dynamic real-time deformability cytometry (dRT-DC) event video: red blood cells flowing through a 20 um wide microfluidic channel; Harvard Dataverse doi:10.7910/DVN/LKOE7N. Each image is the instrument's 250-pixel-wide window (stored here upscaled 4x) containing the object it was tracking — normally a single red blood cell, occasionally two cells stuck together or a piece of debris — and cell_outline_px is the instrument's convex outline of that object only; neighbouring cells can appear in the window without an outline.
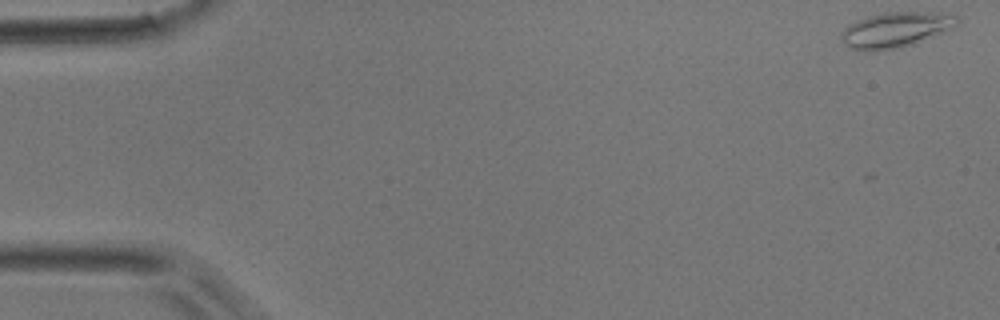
{"species": "common noctule bat (a hibernating species)", "species_latin": "Nyctalus noctula", "temperature_condition": "room temperature", "stored_images_in_passage": 47, "camera_frame_rate_fps": 3000, "um_per_image_px": 0.085, "animal": {"sex": "male", "body_mass_g": 17.9}, "frame": {"image": 1, "passage_image": 1, "time_ms": 0.0, "image_size_px": [1000, 320], "cell_outline_px": [[960, 20], [956, 24], [940, 32], [912, 44], [892, 48], [852, 48], [844, 44], [840, 40], [840, 32], [844, 28], [856, 20], [868, 16], [884, 12], [956, 12]], "centroid_in_image_um": [76.14, 2.45], "position_along_channel_um": 8.9, "area_um2": 23.12}}
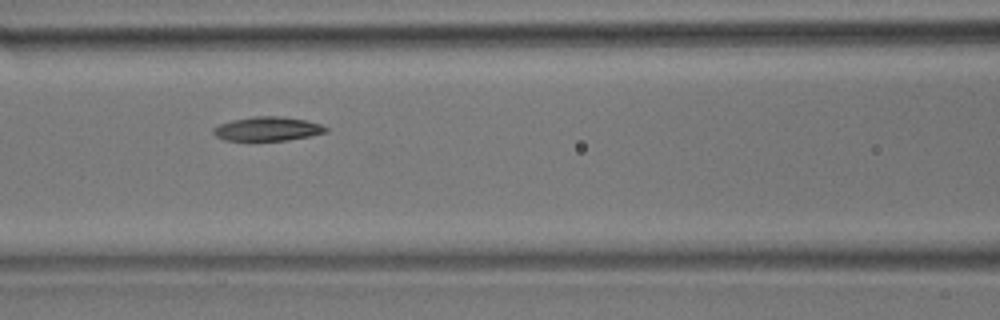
{"frame": {"image": 2, "passage_image": 20, "time_ms": 6.333, "image_size_px": [1000, 320], "cell_outline_px": [[328, 132], [288, 140], [224, 140], [216, 136], [212, 132], [212, 128], [220, 124], [232, 120], [252, 116], [280, 116], [304, 120], [320, 124], [328, 128]], "centroid_in_image_um": [22.72, 10.95], "position_along_channel_um": 143.9, "area_um2": 15.66}}
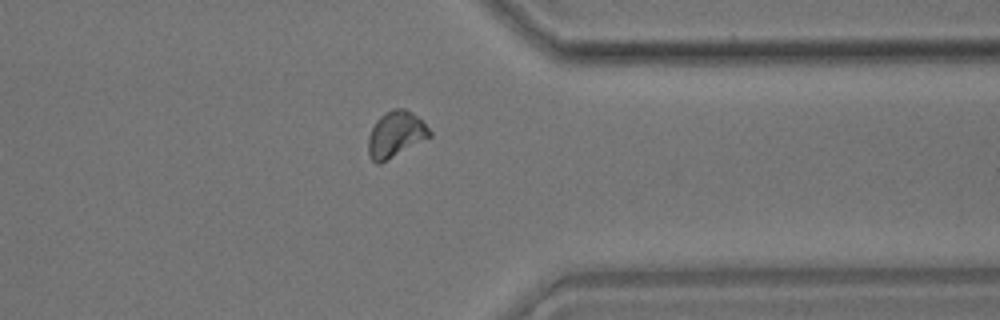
{"frame": {"image": 3, "passage_image": 37, "time_ms": 12.0, "image_size_px": [1000, 320], "cell_outline_px": [[432, 136], [380, 164], [376, 164], [372, 160], [368, 152], [368, 136], [376, 120], [384, 112], [392, 108], [404, 108], [416, 116], [432, 132]], "centroid_in_image_um": [33.61, 11.42], "position_along_channel_um": 377.8, "area_um2": 16.42}}